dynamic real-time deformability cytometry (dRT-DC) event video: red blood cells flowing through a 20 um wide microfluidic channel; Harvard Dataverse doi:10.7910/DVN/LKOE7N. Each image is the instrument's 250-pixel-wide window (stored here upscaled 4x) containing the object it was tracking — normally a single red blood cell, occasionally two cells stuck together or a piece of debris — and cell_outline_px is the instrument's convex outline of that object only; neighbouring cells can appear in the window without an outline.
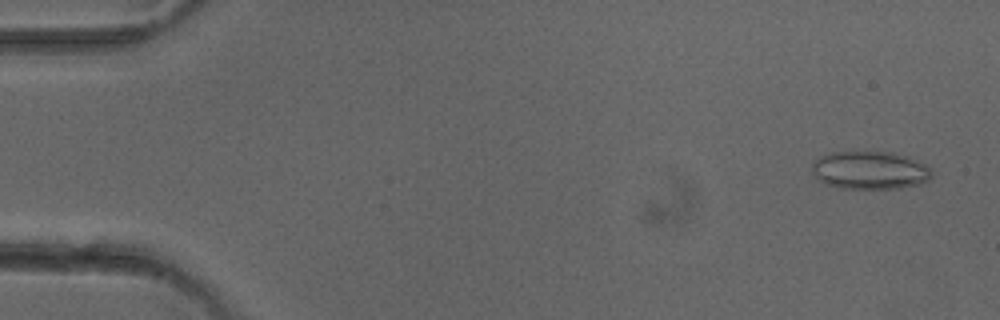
{"species": "common noctule bat (a hibernating species)", "species_latin": "Nyctalus noctula", "temperature_condition": "cold", "stored_images_in_passage": 51, "camera_frame_rate_fps": 3000, "um_per_image_px": 0.085, "animal": {"sex": "female"}, "frame": {"image": 1, "passage_image": 3, "time_ms": 0.667, "image_size_px": [1000, 320], "cell_outline_px": [[932, 176], [928, 180], [920, 184], [900, 188], [840, 188], [824, 184], [812, 172], [812, 164], [820, 156], [828, 152], [892, 152], [908, 156], [932, 168]], "centroid_in_image_um": [73.95, 14.47], "position_along_channel_um": 11.0, "area_um2": 26.65}}
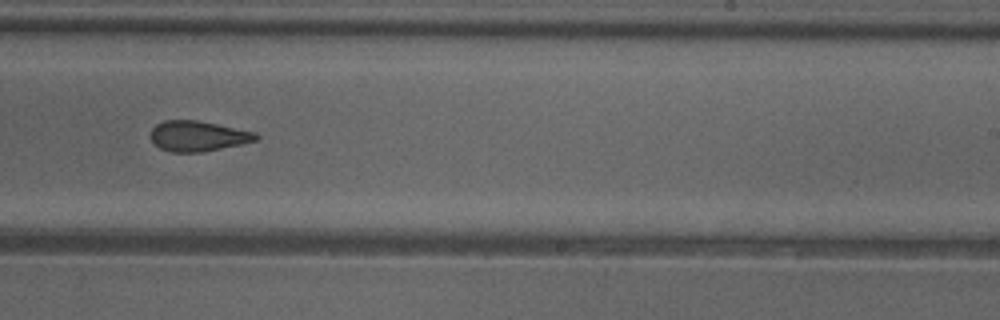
{"frame": {"image": 2, "passage_image": 32, "time_ms": 10.333, "image_size_px": [1000, 320], "cell_outline_px": [[260, 136], [256, 140], [240, 144], [204, 152], [172, 152], [160, 148], [152, 140], [152, 128], [156, 124], [164, 120], [196, 120], [256, 132]], "centroid_in_image_um": [16.83, 11.56], "position_along_channel_um": 272.2, "area_um2": 18.44}}
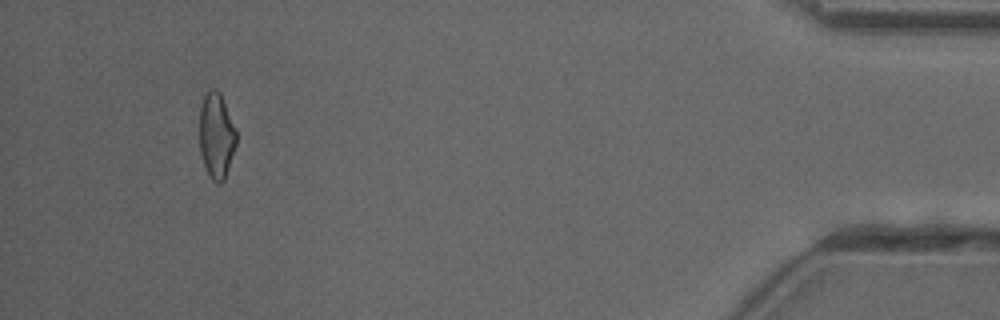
{"frame": {"image": 3, "passage_image": 48, "time_ms": 15.667, "image_size_px": [1000, 320], "cell_outline_px": [[236, 144], [224, 180], [220, 184], [212, 180], [208, 176], [200, 152], [200, 108], [204, 96], [212, 88], [216, 88], [220, 92], [236, 128]], "centroid_in_image_um": [18.39, 11.53], "position_along_channel_um": 416.8, "area_um2": 18.32}, "authors_computed_cell_mechanics": {"area_um2": 19.5942, "velocity_mm_per_s": 4.0522, "shape_relaxation_time_tau1_ms": null, "shape_relaxation_time_tau2_ms": 4.2732, "deformation_change_tau1": null, "deformation_change_tau2": 0.1355}}